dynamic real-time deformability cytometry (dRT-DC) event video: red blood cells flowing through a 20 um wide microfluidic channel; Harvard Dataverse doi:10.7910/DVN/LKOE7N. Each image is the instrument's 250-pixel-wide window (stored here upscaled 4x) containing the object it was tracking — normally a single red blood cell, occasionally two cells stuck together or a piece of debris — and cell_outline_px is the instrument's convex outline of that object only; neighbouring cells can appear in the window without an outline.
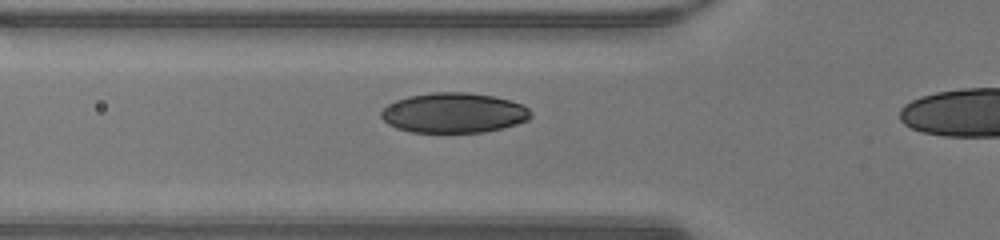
{"species": "human", "species_latin": "Homo sapiens", "temperature_condition": "warm", "stored_images_in_passage": 32, "camera_frame_rate_fps": 3000, "um_per_image_px": 0.085, "donor": {"sex": "male"}, "frame": {"image": 1, "passage_image": 9, "time_ms": 2.667, "image_size_px": [1000, 240], "cell_outline_px": [[532, 116], [528, 120], [516, 124], [484, 132], [412, 132], [396, 128], [388, 124], [380, 116], [380, 112], [388, 104], [396, 100], [408, 96], [432, 92], [468, 92], [492, 96], [524, 104], [532, 112]], "centroid_in_image_um": [38.57, 9.59], "position_along_channel_um": 87.2, "area_um2": 34.97}}
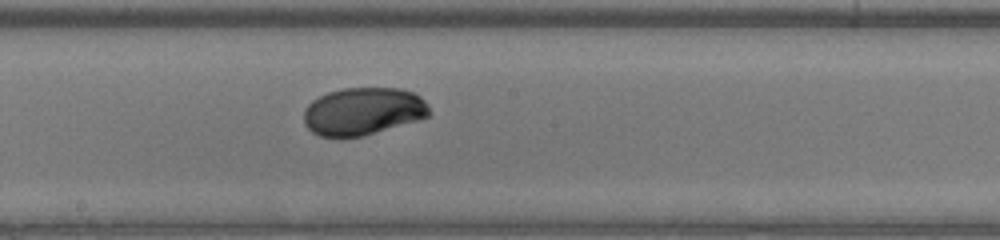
{"frame": {"image": 2, "passage_image": 18, "time_ms": 5.667, "image_size_px": [1000, 240], "cell_outline_px": [[432, 112], [428, 116], [420, 120], [364, 136], [340, 140], [320, 136], [312, 132], [304, 124], [304, 108], [312, 100], [328, 92], [344, 88], [400, 88], [412, 92], [420, 96], [428, 104]], "centroid_in_image_um": [30.86, 9.5], "position_along_channel_um": 217.3, "area_um2": 35.66}}
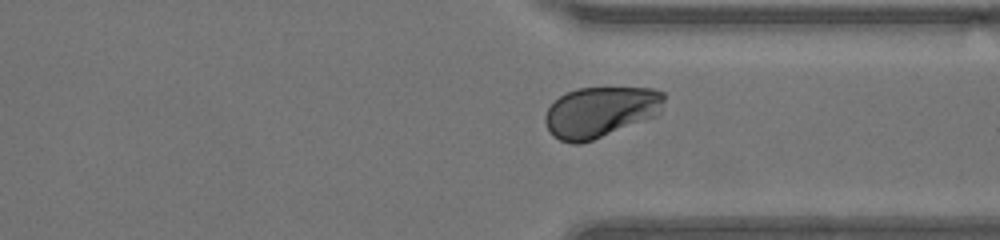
{"frame": {"image": 3, "passage_image": 28, "time_ms": 9.0, "image_size_px": [1000, 240], "cell_outline_px": [[664, 100], [660, 112], [656, 116], [592, 140], [580, 144], [572, 144], [560, 140], [552, 136], [544, 120], [544, 116], [548, 108], [560, 96], [576, 88], [652, 88], [664, 92]], "centroid_in_image_um": [51.03, 9.52], "position_along_channel_um": 360.4, "area_um2": 35.03}}